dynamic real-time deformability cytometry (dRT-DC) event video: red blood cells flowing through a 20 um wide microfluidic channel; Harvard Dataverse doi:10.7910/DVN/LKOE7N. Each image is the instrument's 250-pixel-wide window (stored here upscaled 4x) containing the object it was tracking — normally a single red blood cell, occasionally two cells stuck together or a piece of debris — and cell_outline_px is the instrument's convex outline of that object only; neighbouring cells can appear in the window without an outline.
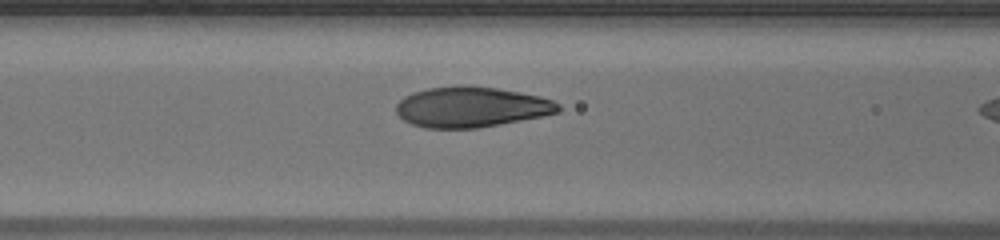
{"species": "human", "species_latin": "Homo sapiens", "temperature_condition": "warm", "stored_images_in_passage": 14, "camera_frame_rate_fps": 3000, "um_per_image_px": 0.085, "donor": {"sex": "male"}, "frame": {"image": 1, "passage_image": 12, "time_ms": 3.667, "image_size_px": [1000, 240], "cell_outline_px": [[560, 112], [544, 116], [500, 124], [476, 128], [424, 128], [412, 124], [404, 120], [396, 112], [396, 104], [404, 96], [412, 92], [428, 88], [456, 84], [468, 84], [496, 88], [520, 92], [540, 96], [552, 100], [560, 104]], "centroid_in_image_um": [40.05, 9.08], "position_along_channel_um": 126.5, "area_um2": 38.67}}